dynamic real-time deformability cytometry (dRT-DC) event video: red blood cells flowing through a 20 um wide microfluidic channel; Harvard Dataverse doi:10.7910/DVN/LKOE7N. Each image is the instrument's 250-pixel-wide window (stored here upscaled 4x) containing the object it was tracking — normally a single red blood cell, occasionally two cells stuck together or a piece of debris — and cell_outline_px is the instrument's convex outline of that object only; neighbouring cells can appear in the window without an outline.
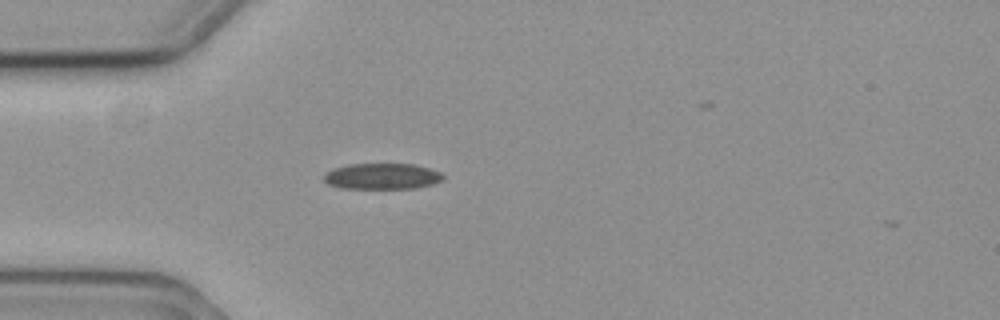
{"species": "common noctule bat (a hibernating species)", "species_latin": "Nyctalus noctula", "temperature_condition": "cold", "stored_images_in_passage": 7, "camera_frame_rate_fps": 3000, "um_per_image_px": 0.085, "animal": {"sex": "female", "body_mass_g": 19.3, "forearm_length_mm": 54.1}, "frame": {"image": 1, "passage_image": 5, "time_ms": 1.333, "image_size_px": [1000, 320], "cell_outline_px": [[444, 180], [432, 184], [416, 188], [340, 188], [328, 184], [324, 180], [324, 176], [332, 168], [348, 164], [416, 164], [440, 172], [444, 176]], "centroid_in_image_um": [32.49, 14.98], "position_along_channel_um": 52.5, "area_um2": 18.03}}